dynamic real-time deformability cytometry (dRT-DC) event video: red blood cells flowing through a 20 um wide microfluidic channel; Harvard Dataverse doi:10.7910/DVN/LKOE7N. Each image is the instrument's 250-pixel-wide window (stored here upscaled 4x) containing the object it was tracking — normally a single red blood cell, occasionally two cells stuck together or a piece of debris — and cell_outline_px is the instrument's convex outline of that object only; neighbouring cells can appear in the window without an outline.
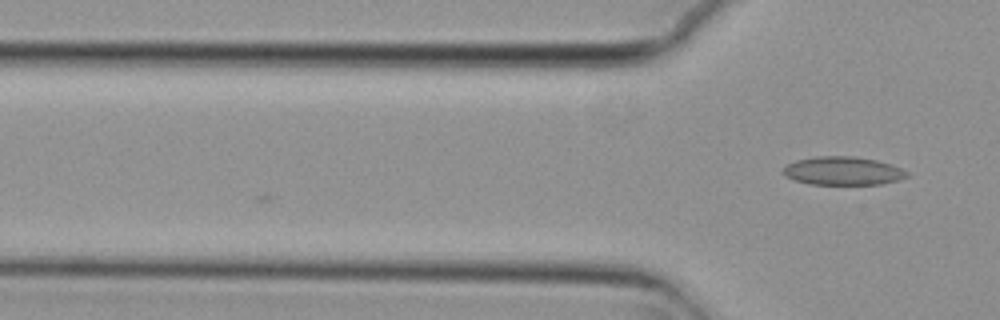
{"species": "common noctule bat (a hibernating species)", "species_latin": "Nyctalus noctula", "temperature_condition": "cold", "stored_images_in_passage": 16, "camera_frame_rate_fps": 3000, "um_per_image_px": 0.085, "animal": {"sex": "female", "body_mass_g": 29.2, "forearm_length_mm": 56.3}, "frame": {"image": 1, "passage_image": 16, "time_ms": 5.0, "image_size_px": [1000, 320], "cell_outline_px": [[908, 176], [896, 180], [880, 184], [808, 184], [784, 176], [780, 172], [788, 164], [796, 160], [816, 156], [852, 156], [876, 160], [900, 168], [908, 172]], "centroid_in_image_um": [71.59, 14.52], "position_along_channel_um": 54.2, "area_um2": 20.29}}